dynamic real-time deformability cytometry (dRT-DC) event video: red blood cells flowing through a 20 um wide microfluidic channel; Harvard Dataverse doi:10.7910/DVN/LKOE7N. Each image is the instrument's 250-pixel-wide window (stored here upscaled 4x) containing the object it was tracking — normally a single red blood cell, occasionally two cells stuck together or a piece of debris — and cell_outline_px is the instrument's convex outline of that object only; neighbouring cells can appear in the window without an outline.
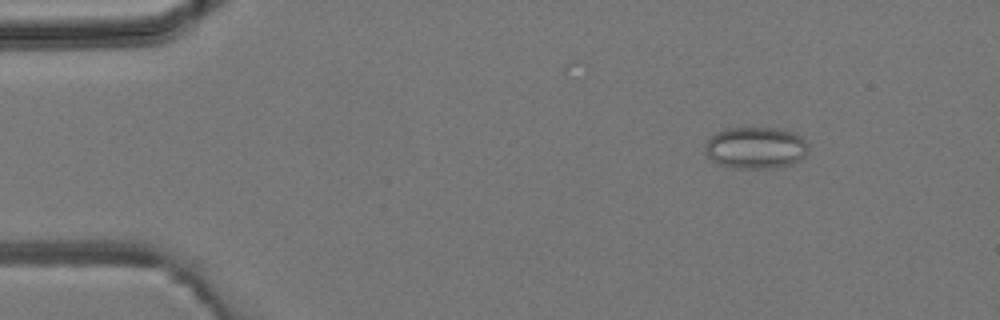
{"species": "common noctule bat (a hibernating species)", "species_latin": "Nyctalus noctula", "temperature_condition": "room temperature", "stored_images_in_passage": 4, "camera_frame_rate_fps": 3000, "um_per_image_px": 0.085, "animal": {"sex": "male", "body_mass_g": 19.2, "forearm_length_mm": 51.8}, "frame": {"image": 1, "passage_image": 2, "time_ms": 1.0, "image_size_px": [1000, 320], "cell_outline_px": [[808, 152], [800, 160], [792, 164], [776, 168], [736, 168], [720, 164], [712, 160], [704, 152], [704, 144], [716, 132], [728, 128], [776, 128], [796, 132], [808, 144]], "centroid_in_image_um": [64.25, 12.56], "position_along_channel_um": 20.8, "area_um2": 25.32}}